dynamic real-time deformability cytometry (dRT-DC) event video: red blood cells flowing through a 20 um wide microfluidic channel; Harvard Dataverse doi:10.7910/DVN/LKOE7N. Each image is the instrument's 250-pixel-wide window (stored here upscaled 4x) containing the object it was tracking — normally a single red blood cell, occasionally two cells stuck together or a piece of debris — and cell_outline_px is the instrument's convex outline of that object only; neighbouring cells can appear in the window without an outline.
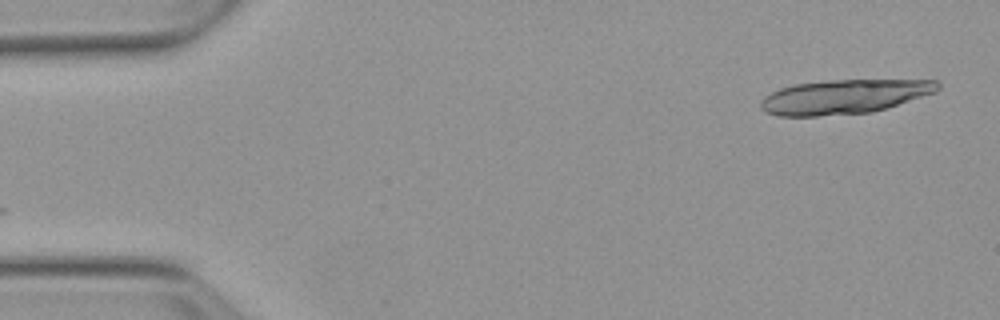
{"species": "Egyptian fruit bat (a non-hibernating species)", "species_latin": "Rousettus aegyptiacus", "temperature_condition": "warm", "stored_images_in_passage": 5, "camera_frame_rate_fps": 3000, "um_per_image_px": 0.085, "animal": {"sex": "female"}, "frame": {"image": 1, "passage_image": 1, "time_ms": 0.0, "image_size_px": [1000, 320], "cell_outline_px": [[940, 88], [936, 92], [872, 112], [816, 116], [776, 116], [764, 112], [760, 108], [760, 100], [764, 96], [780, 88], [796, 84], [824, 80], [936, 80], [940, 84]], "centroid_in_image_um": [71.71, 8.22], "position_along_channel_um": 13.3, "area_um2": 35.37}}
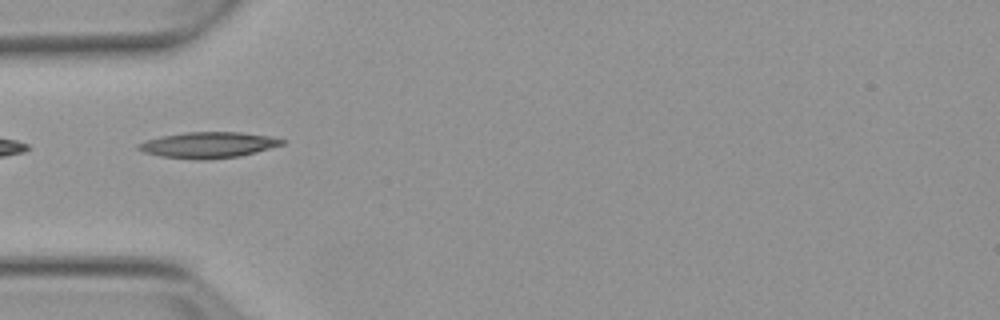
{"frame": {"image": 2, "passage_image": 4, "time_ms": 4.667, "image_size_px": [1000, 320], "cell_outline_px": [[288, 140], [284, 144], [256, 152], [240, 156], [208, 160], [196, 160], [160, 156], [144, 152], [136, 148], [136, 144], [144, 140], [160, 136], [184, 132], [244, 132], [268, 136]], "centroid_in_image_um": [17.68, 12.32], "position_along_channel_um": 67.3, "area_um2": 22.02}}
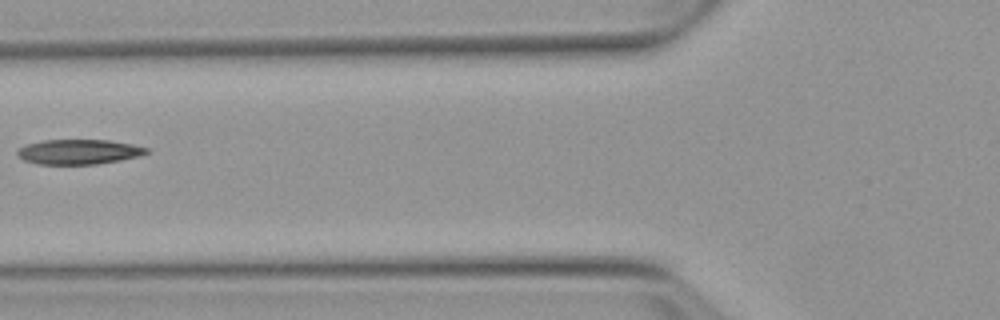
{"frame": {"image": 3, "passage_image": 5, "time_ms": 6.0, "image_size_px": [1000, 320], "cell_outline_px": [[148, 152], [140, 156], [120, 160], [96, 164], [36, 164], [24, 160], [16, 152], [20, 148], [28, 144], [44, 140], [108, 140], [132, 144], [148, 148]], "centroid_in_image_um": [6.71, 12.9], "position_along_channel_um": 119.1, "area_um2": 18.55}}